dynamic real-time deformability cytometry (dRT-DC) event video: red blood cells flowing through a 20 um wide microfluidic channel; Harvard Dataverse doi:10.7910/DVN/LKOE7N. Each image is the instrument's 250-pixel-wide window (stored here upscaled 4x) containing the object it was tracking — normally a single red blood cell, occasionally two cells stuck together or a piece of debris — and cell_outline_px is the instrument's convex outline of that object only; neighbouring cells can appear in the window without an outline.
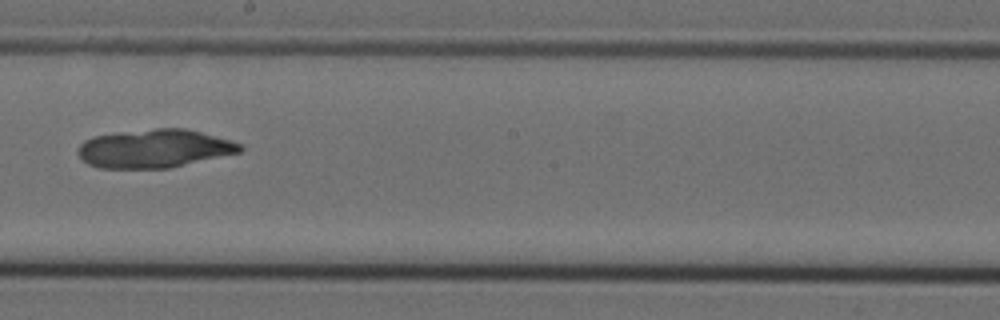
{"species": "Egyptian fruit bat (a non-hibernating species)", "species_latin": "Rousettus aegyptiacus", "temperature_condition": "cold", "stored_images_in_passage": 6, "camera_frame_rate_fps": 3000, "um_per_image_px": 0.085, "animal": {"sex": "female"}, "frame": {"image": 1, "passage_image": 6, "time_ms": 1.667, "image_size_px": [1000, 320], "cell_outline_px": [[244, 148], [240, 152], [168, 168], [100, 168], [88, 164], [76, 152], [80, 144], [84, 140], [92, 136], [120, 132], [156, 128], [184, 128], [200, 132], [244, 144]], "centroid_in_image_um": [13.1, 12.62], "position_along_channel_um": 235.1, "area_um2": 36.13}}